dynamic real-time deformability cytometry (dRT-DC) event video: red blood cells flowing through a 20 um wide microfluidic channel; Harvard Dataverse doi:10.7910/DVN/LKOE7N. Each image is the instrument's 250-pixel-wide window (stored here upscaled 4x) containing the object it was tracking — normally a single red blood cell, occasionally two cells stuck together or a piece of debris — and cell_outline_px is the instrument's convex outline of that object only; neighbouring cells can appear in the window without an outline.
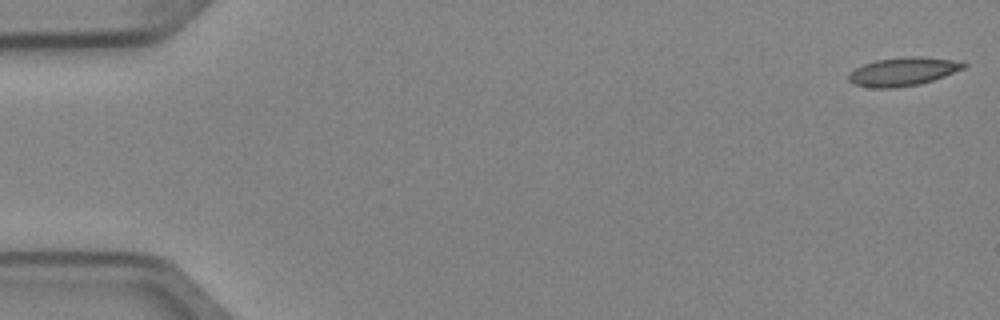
{"species": "Egyptian fruit bat (a non-hibernating species)", "species_latin": "Rousettus aegyptiacus", "temperature_condition": "cold", "stored_images_in_passage": 5, "camera_frame_rate_fps": 3000, "um_per_image_px": 0.085, "animal": {"sex": "female"}, "frame": {"image": 1, "passage_image": 1, "time_ms": 0.0, "image_size_px": [1000, 320], "cell_outline_px": [[968, 64], [964, 68], [944, 76], [920, 84], [892, 88], [872, 88], [856, 84], [848, 80], [848, 72], [864, 64], [876, 60], [904, 56], [920, 56], [952, 60]], "centroid_in_image_um": [76.73, 6.08], "position_along_channel_um": 8.3, "area_um2": 18.96}}
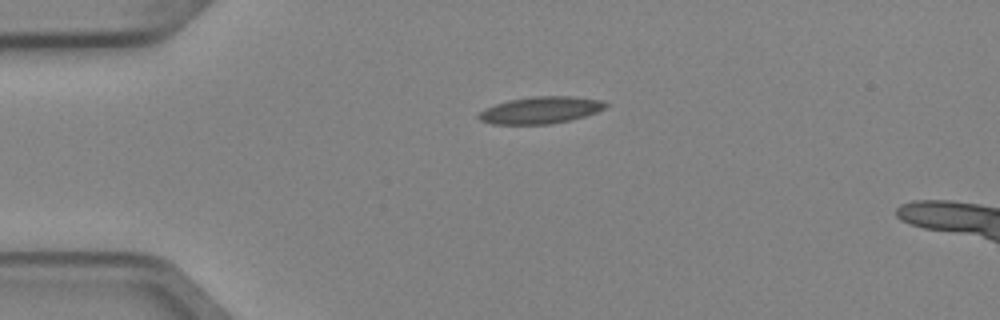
{"frame": {"image": 2, "passage_image": 4, "time_ms": 1.0, "image_size_px": [1000, 320], "cell_outline_px": [[608, 104], [604, 108], [596, 112], [584, 116], [568, 120], [548, 124], [492, 124], [480, 120], [476, 116], [484, 108], [508, 100], [532, 96], [572, 96], [600, 100]], "centroid_in_image_um": [45.9, 9.35], "position_along_channel_um": 39.1, "area_um2": 19.77}}